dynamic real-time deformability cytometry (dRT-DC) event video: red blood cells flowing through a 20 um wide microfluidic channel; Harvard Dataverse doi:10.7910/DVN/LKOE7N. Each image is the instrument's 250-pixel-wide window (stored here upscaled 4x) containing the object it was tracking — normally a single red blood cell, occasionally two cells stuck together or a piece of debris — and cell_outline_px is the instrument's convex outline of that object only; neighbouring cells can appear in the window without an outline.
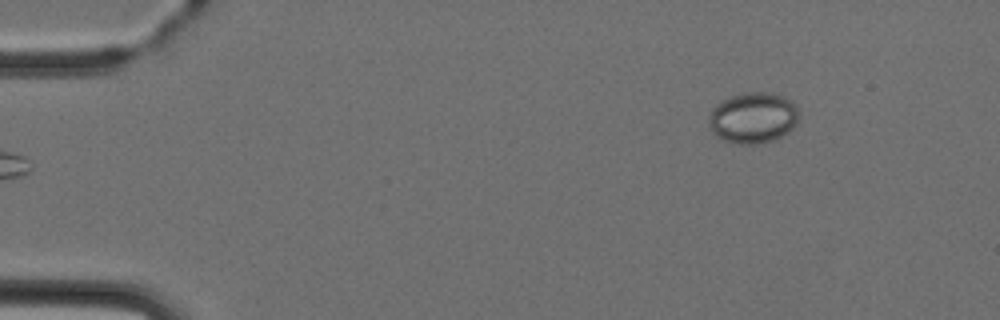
{"species": "Egyptian fruit bat (a non-hibernating species)", "species_latin": "Rousettus aegyptiacus", "temperature_condition": "cold", "stored_images_in_passage": 4, "camera_frame_rate_fps": 3000, "um_per_image_px": 0.085, "animal": {"sex": "female"}, "frame": {"image": 1, "passage_image": 4, "time_ms": 3.667, "image_size_px": [1000, 320], "cell_outline_px": [[800, 108], [796, 124], [788, 132], [776, 140], [756, 144], [740, 144], [720, 140], [708, 128], [708, 116], [712, 108], [716, 104], [732, 96], [744, 92], [768, 92], [784, 96], [792, 100]], "centroid_in_image_um": [64.01, 10.02], "position_along_channel_um": 21.0, "area_um2": 27.34}}